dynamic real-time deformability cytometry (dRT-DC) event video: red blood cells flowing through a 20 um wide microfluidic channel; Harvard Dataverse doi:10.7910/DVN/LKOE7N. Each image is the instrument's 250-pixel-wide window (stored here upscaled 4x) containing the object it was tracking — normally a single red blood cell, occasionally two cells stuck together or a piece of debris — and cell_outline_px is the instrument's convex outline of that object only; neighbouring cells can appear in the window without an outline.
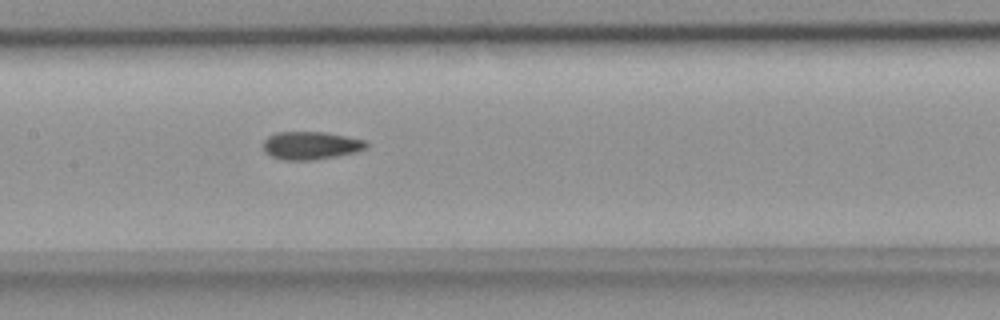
{"species": "common noctule bat (a hibernating species)", "species_latin": "Nyctalus noctula", "temperature_condition": "room temperature", "stored_images_in_passage": 8, "camera_frame_rate_fps": 3000, "um_per_image_px": 0.085, "animal": {"sex": "female", "body_mass_g": 18.4}, "frame": {"image": 1, "passage_image": 8, "time_ms": 2.333, "image_size_px": [1000, 320], "cell_outline_px": [[368, 148], [356, 152], [336, 156], [312, 160], [284, 160], [272, 156], [264, 152], [264, 140], [268, 136], [276, 132], [324, 132], [364, 140], [368, 144]], "centroid_in_image_um": [26.41, 12.37], "position_along_channel_um": 181.0, "area_um2": 16.7}}